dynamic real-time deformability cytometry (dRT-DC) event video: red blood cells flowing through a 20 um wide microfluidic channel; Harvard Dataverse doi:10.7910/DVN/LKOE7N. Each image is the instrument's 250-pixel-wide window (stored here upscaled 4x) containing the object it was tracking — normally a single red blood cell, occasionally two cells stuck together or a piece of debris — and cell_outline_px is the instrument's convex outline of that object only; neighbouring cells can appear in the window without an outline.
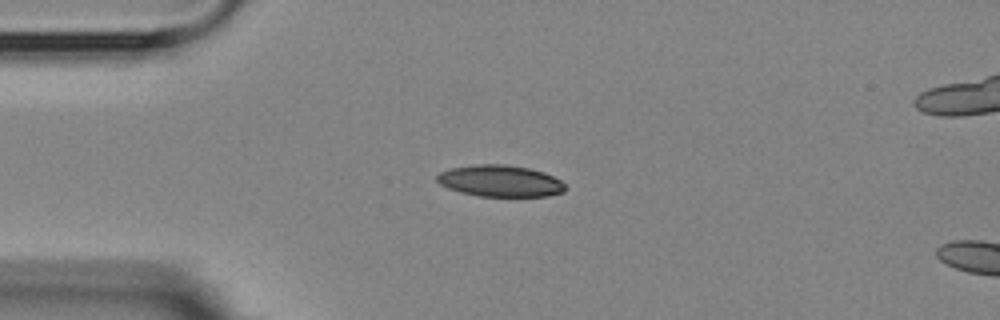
{"species": "Egyptian fruit bat (a non-hibernating species)", "species_latin": "Rousettus aegyptiacus", "temperature_condition": "room temperature", "stored_images_in_passage": 8, "camera_frame_rate_fps": 3000, "um_per_image_px": 0.085, "animal": {"sex": "female"}, "frame": {"image": 1, "passage_image": 3, "time_ms": 2.333, "image_size_px": [1000, 320], "cell_outline_px": [[568, 188], [564, 192], [548, 196], [476, 196], [460, 192], [448, 188], [440, 184], [436, 180], [436, 176], [440, 172], [452, 168], [476, 164], [504, 164], [528, 168], [544, 172], [560, 180]], "centroid_in_image_um": [42.52, 15.39], "position_along_channel_um": 42.5, "area_um2": 23.64}}
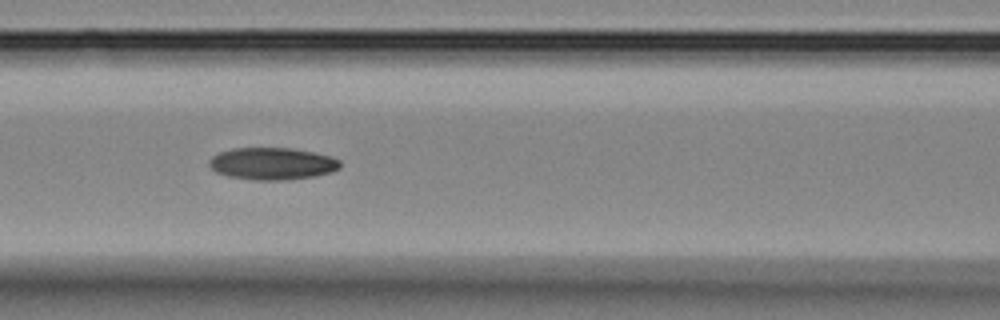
{"frame": {"image": 2, "passage_image": 6, "time_ms": 5.667, "image_size_px": [1000, 320], "cell_outline_px": [[340, 168], [332, 172], [316, 176], [288, 180], [252, 180], [228, 176], [216, 172], [208, 164], [208, 160], [212, 156], [220, 152], [232, 148], [292, 148], [332, 156], [340, 160]], "centroid_in_image_um": [23.15, 13.91], "position_along_channel_um": 143.5, "area_um2": 24.74}}
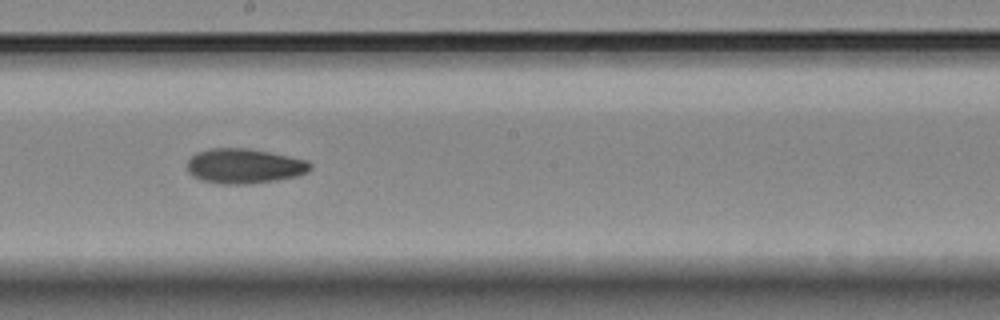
{"frame": {"image": 3, "passage_image": 8, "time_ms": 8.0, "image_size_px": [1000, 320], "cell_outline_px": [[312, 168], [308, 172], [296, 176], [276, 180], [248, 184], [220, 184], [200, 180], [192, 176], [188, 172], [188, 160], [196, 152], [212, 148], [248, 148], [308, 160], [312, 164]], "centroid_in_image_um": [20.76, 14.12], "position_along_channel_um": 227.4, "area_um2": 25.09}}